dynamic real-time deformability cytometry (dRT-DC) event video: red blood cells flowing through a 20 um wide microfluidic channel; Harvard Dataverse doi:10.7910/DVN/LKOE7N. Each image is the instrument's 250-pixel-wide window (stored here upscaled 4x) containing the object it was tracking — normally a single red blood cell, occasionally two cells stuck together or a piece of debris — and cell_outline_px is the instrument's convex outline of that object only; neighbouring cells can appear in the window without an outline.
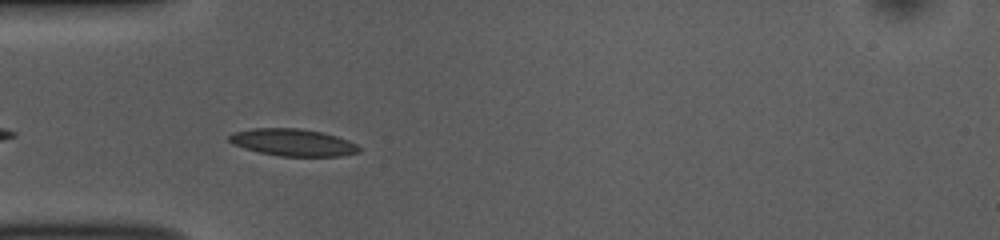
{"species": "common noctule bat (a hibernating species)", "species_latin": "Nyctalus noctula", "temperature_condition": "room temperature", "stored_images_in_passage": 40, "camera_frame_rate_fps": 3000, "um_per_image_px": 0.085, "animal": {"sex": "female", "body_mass_g": 10.0, "forearm_length_mm": 53.1}, "frame": {"image": 1, "passage_image": 3, "time_ms": 0.667, "image_size_px": [1000, 240], "cell_outline_px": [[360, 152], [340, 156], [280, 156], [260, 152], [244, 148], [232, 144], [228, 140], [228, 136], [232, 132], [252, 128], [300, 128], [324, 132], [348, 140], [356, 144], [360, 148]], "centroid_in_image_um": [24.88, 12.1], "position_along_channel_um": 60.1, "area_um2": 20.63}}
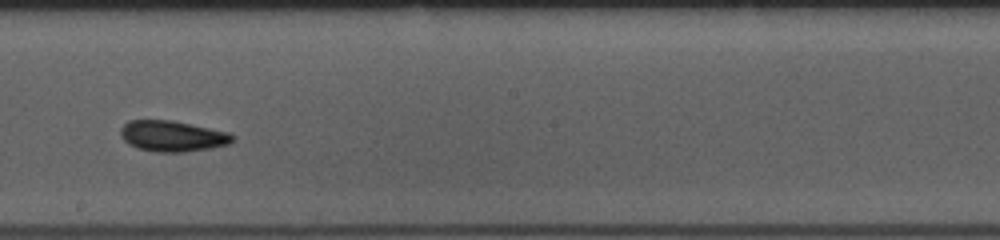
{"frame": {"image": 2, "passage_image": 17, "time_ms": 5.333, "image_size_px": [1000, 240], "cell_outline_px": [[236, 136], [228, 144], [212, 148], [184, 152], [156, 152], [136, 148], [128, 144], [120, 136], [120, 128], [128, 120], [172, 120], [228, 132]], "centroid_in_image_um": [14.62, 11.57], "position_along_channel_um": 233.6, "area_um2": 20.23}}
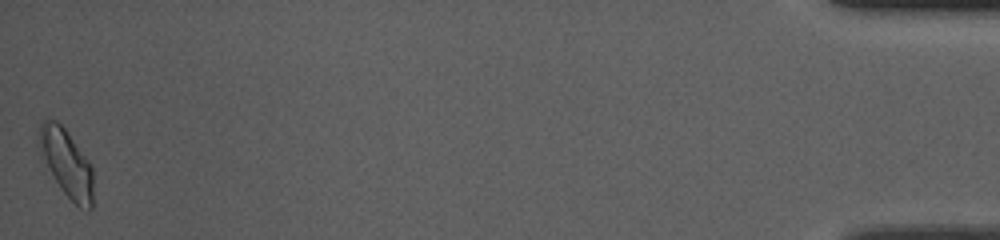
{"frame": {"image": 3, "passage_image": 40, "time_ms": 13.0, "image_size_px": [1000, 240], "cell_outline_px": [[92, 208], [88, 212], [80, 208], [60, 188], [40, 160], [36, 140], [40, 124], [48, 116], [56, 120], [64, 128], [88, 160], [92, 168]], "centroid_in_image_um": [5.57, 13.83], "position_along_channel_um": 429.6, "area_um2": 21.85}, "authors_computed_cell_mechanics": {"area_um2": 19.5075, "velocity_mm_per_s": 3.7638, "shape_relaxation_time_tau1_ms": 6.4031, "shape_relaxation_time_tau2_ms": 4.8561, "deformation_change_tau1": 0.105, "deformation_change_tau2": 0.0922}}